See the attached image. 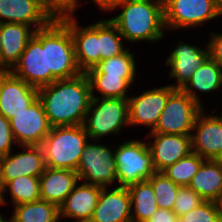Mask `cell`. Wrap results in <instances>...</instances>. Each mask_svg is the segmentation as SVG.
Listing matches in <instances>:
<instances>
[{
	"instance_id": "obj_1",
	"label": "cell",
	"mask_w": 222,
	"mask_h": 222,
	"mask_svg": "<svg viewBox=\"0 0 222 222\" xmlns=\"http://www.w3.org/2000/svg\"><path fill=\"white\" fill-rule=\"evenodd\" d=\"M51 127L82 125L92 99L86 73L69 79H57L38 89Z\"/></svg>"
},
{
	"instance_id": "obj_2",
	"label": "cell",
	"mask_w": 222,
	"mask_h": 222,
	"mask_svg": "<svg viewBox=\"0 0 222 222\" xmlns=\"http://www.w3.org/2000/svg\"><path fill=\"white\" fill-rule=\"evenodd\" d=\"M119 15L109 20L125 41L155 42L164 38L163 0H123L115 9Z\"/></svg>"
},
{
	"instance_id": "obj_3",
	"label": "cell",
	"mask_w": 222,
	"mask_h": 222,
	"mask_svg": "<svg viewBox=\"0 0 222 222\" xmlns=\"http://www.w3.org/2000/svg\"><path fill=\"white\" fill-rule=\"evenodd\" d=\"M89 136L82 125L51 127L40 145L46 167L76 171Z\"/></svg>"
},
{
	"instance_id": "obj_4",
	"label": "cell",
	"mask_w": 222,
	"mask_h": 222,
	"mask_svg": "<svg viewBox=\"0 0 222 222\" xmlns=\"http://www.w3.org/2000/svg\"><path fill=\"white\" fill-rule=\"evenodd\" d=\"M129 125L128 101L122 98H100L92 95L82 126L92 141L116 135Z\"/></svg>"
},
{
	"instance_id": "obj_5",
	"label": "cell",
	"mask_w": 222,
	"mask_h": 222,
	"mask_svg": "<svg viewBox=\"0 0 222 222\" xmlns=\"http://www.w3.org/2000/svg\"><path fill=\"white\" fill-rule=\"evenodd\" d=\"M47 71H51V83L82 73L76 64L72 35L62 19L47 25Z\"/></svg>"
},
{
	"instance_id": "obj_6",
	"label": "cell",
	"mask_w": 222,
	"mask_h": 222,
	"mask_svg": "<svg viewBox=\"0 0 222 222\" xmlns=\"http://www.w3.org/2000/svg\"><path fill=\"white\" fill-rule=\"evenodd\" d=\"M117 183L122 187L148 180L155 172L148 144L128 140L114 149Z\"/></svg>"
},
{
	"instance_id": "obj_7",
	"label": "cell",
	"mask_w": 222,
	"mask_h": 222,
	"mask_svg": "<svg viewBox=\"0 0 222 222\" xmlns=\"http://www.w3.org/2000/svg\"><path fill=\"white\" fill-rule=\"evenodd\" d=\"M10 72L38 89L51 84V71H47V26L35 31Z\"/></svg>"
},
{
	"instance_id": "obj_8",
	"label": "cell",
	"mask_w": 222,
	"mask_h": 222,
	"mask_svg": "<svg viewBox=\"0 0 222 222\" xmlns=\"http://www.w3.org/2000/svg\"><path fill=\"white\" fill-rule=\"evenodd\" d=\"M202 109L182 89H175L150 133L191 135L196 116Z\"/></svg>"
},
{
	"instance_id": "obj_9",
	"label": "cell",
	"mask_w": 222,
	"mask_h": 222,
	"mask_svg": "<svg viewBox=\"0 0 222 222\" xmlns=\"http://www.w3.org/2000/svg\"><path fill=\"white\" fill-rule=\"evenodd\" d=\"M87 142L76 170L79 181L101 187H109L117 181L114 151L106 145ZM109 185V186H107Z\"/></svg>"
},
{
	"instance_id": "obj_10",
	"label": "cell",
	"mask_w": 222,
	"mask_h": 222,
	"mask_svg": "<svg viewBox=\"0 0 222 222\" xmlns=\"http://www.w3.org/2000/svg\"><path fill=\"white\" fill-rule=\"evenodd\" d=\"M165 29L200 27L222 16V10L211 0H163Z\"/></svg>"
},
{
	"instance_id": "obj_11",
	"label": "cell",
	"mask_w": 222,
	"mask_h": 222,
	"mask_svg": "<svg viewBox=\"0 0 222 222\" xmlns=\"http://www.w3.org/2000/svg\"><path fill=\"white\" fill-rule=\"evenodd\" d=\"M196 116L191 134L192 152L204 160H219L222 157V115L204 113Z\"/></svg>"
},
{
	"instance_id": "obj_12",
	"label": "cell",
	"mask_w": 222,
	"mask_h": 222,
	"mask_svg": "<svg viewBox=\"0 0 222 222\" xmlns=\"http://www.w3.org/2000/svg\"><path fill=\"white\" fill-rule=\"evenodd\" d=\"M174 90L171 85H167L128 97L129 125L151 127V132L156 127L168 97Z\"/></svg>"
},
{
	"instance_id": "obj_13",
	"label": "cell",
	"mask_w": 222,
	"mask_h": 222,
	"mask_svg": "<svg viewBox=\"0 0 222 222\" xmlns=\"http://www.w3.org/2000/svg\"><path fill=\"white\" fill-rule=\"evenodd\" d=\"M17 145H41L51 125L42 102L37 99L25 111L9 120Z\"/></svg>"
},
{
	"instance_id": "obj_14",
	"label": "cell",
	"mask_w": 222,
	"mask_h": 222,
	"mask_svg": "<svg viewBox=\"0 0 222 222\" xmlns=\"http://www.w3.org/2000/svg\"><path fill=\"white\" fill-rule=\"evenodd\" d=\"M38 99V88L10 71H0V114L10 120Z\"/></svg>"
},
{
	"instance_id": "obj_15",
	"label": "cell",
	"mask_w": 222,
	"mask_h": 222,
	"mask_svg": "<svg viewBox=\"0 0 222 222\" xmlns=\"http://www.w3.org/2000/svg\"><path fill=\"white\" fill-rule=\"evenodd\" d=\"M23 152L12 155V151L0 157L2 186L20 176L39 177L46 169L42 147L39 145H22Z\"/></svg>"
},
{
	"instance_id": "obj_16",
	"label": "cell",
	"mask_w": 222,
	"mask_h": 222,
	"mask_svg": "<svg viewBox=\"0 0 222 222\" xmlns=\"http://www.w3.org/2000/svg\"><path fill=\"white\" fill-rule=\"evenodd\" d=\"M210 57L208 45L204 50L194 45L180 42L175 46L166 60L170 67L169 75L176 79L177 85L170 84L175 89H182L191 79L193 73L199 69Z\"/></svg>"
},
{
	"instance_id": "obj_17",
	"label": "cell",
	"mask_w": 222,
	"mask_h": 222,
	"mask_svg": "<svg viewBox=\"0 0 222 222\" xmlns=\"http://www.w3.org/2000/svg\"><path fill=\"white\" fill-rule=\"evenodd\" d=\"M76 19L72 16L62 20L68 25L73 38L77 67L82 73H86L100 62L98 21L81 27Z\"/></svg>"
},
{
	"instance_id": "obj_18",
	"label": "cell",
	"mask_w": 222,
	"mask_h": 222,
	"mask_svg": "<svg viewBox=\"0 0 222 222\" xmlns=\"http://www.w3.org/2000/svg\"><path fill=\"white\" fill-rule=\"evenodd\" d=\"M152 143L147 142L156 172H162L168 166L192 152L191 135H173L149 133Z\"/></svg>"
},
{
	"instance_id": "obj_19",
	"label": "cell",
	"mask_w": 222,
	"mask_h": 222,
	"mask_svg": "<svg viewBox=\"0 0 222 222\" xmlns=\"http://www.w3.org/2000/svg\"><path fill=\"white\" fill-rule=\"evenodd\" d=\"M52 20L42 0H0V23L25 24L38 30Z\"/></svg>"
},
{
	"instance_id": "obj_20",
	"label": "cell",
	"mask_w": 222,
	"mask_h": 222,
	"mask_svg": "<svg viewBox=\"0 0 222 222\" xmlns=\"http://www.w3.org/2000/svg\"><path fill=\"white\" fill-rule=\"evenodd\" d=\"M91 222H132L130 193L127 187H102Z\"/></svg>"
},
{
	"instance_id": "obj_21",
	"label": "cell",
	"mask_w": 222,
	"mask_h": 222,
	"mask_svg": "<svg viewBox=\"0 0 222 222\" xmlns=\"http://www.w3.org/2000/svg\"><path fill=\"white\" fill-rule=\"evenodd\" d=\"M79 181L59 206L60 218L74 219L73 221L90 220L96 208L102 187Z\"/></svg>"
},
{
	"instance_id": "obj_22",
	"label": "cell",
	"mask_w": 222,
	"mask_h": 222,
	"mask_svg": "<svg viewBox=\"0 0 222 222\" xmlns=\"http://www.w3.org/2000/svg\"><path fill=\"white\" fill-rule=\"evenodd\" d=\"M35 31L34 28L25 24L0 23L2 71H10L19 61L20 55Z\"/></svg>"
},
{
	"instance_id": "obj_23",
	"label": "cell",
	"mask_w": 222,
	"mask_h": 222,
	"mask_svg": "<svg viewBox=\"0 0 222 222\" xmlns=\"http://www.w3.org/2000/svg\"><path fill=\"white\" fill-rule=\"evenodd\" d=\"M78 181L77 172L74 170L46 167L39 176L40 197L59 207Z\"/></svg>"
},
{
	"instance_id": "obj_24",
	"label": "cell",
	"mask_w": 222,
	"mask_h": 222,
	"mask_svg": "<svg viewBox=\"0 0 222 222\" xmlns=\"http://www.w3.org/2000/svg\"><path fill=\"white\" fill-rule=\"evenodd\" d=\"M222 86V69L209 57L207 61L197 69L191 79L182 90L197 104L203 108V102L197 93H210L218 90Z\"/></svg>"
},
{
	"instance_id": "obj_25",
	"label": "cell",
	"mask_w": 222,
	"mask_h": 222,
	"mask_svg": "<svg viewBox=\"0 0 222 222\" xmlns=\"http://www.w3.org/2000/svg\"><path fill=\"white\" fill-rule=\"evenodd\" d=\"M188 187L205 201H214L222 190V165L220 162L218 160H204Z\"/></svg>"
},
{
	"instance_id": "obj_26",
	"label": "cell",
	"mask_w": 222,
	"mask_h": 222,
	"mask_svg": "<svg viewBox=\"0 0 222 222\" xmlns=\"http://www.w3.org/2000/svg\"><path fill=\"white\" fill-rule=\"evenodd\" d=\"M127 188L130 193L132 222H146L158 210L152 184L145 180L129 185Z\"/></svg>"
},
{
	"instance_id": "obj_27",
	"label": "cell",
	"mask_w": 222,
	"mask_h": 222,
	"mask_svg": "<svg viewBox=\"0 0 222 222\" xmlns=\"http://www.w3.org/2000/svg\"><path fill=\"white\" fill-rule=\"evenodd\" d=\"M13 208L11 222H61L59 207L42 199Z\"/></svg>"
},
{
	"instance_id": "obj_28",
	"label": "cell",
	"mask_w": 222,
	"mask_h": 222,
	"mask_svg": "<svg viewBox=\"0 0 222 222\" xmlns=\"http://www.w3.org/2000/svg\"><path fill=\"white\" fill-rule=\"evenodd\" d=\"M9 191L12 206L29 203L41 199L39 189V177L20 176L8 181L0 194V205L7 204L4 194Z\"/></svg>"
},
{
	"instance_id": "obj_29",
	"label": "cell",
	"mask_w": 222,
	"mask_h": 222,
	"mask_svg": "<svg viewBox=\"0 0 222 222\" xmlns=\"http://www.w3.org/2000/svg\"><path fill=\"white\" fill-rule=\"evenodd\" d=\"M136 62L129 48L122 54L98 62L87 76L136 77Z\"/></svg>"
},
{
	"instance_id": "obj_30",
	"label": "cell",
	"mask_w": 222,
	"mask_h": 222,
	"mask_svg": "<svg viewBox=\"0 0 222 222\" xmlns=\"http://www.w3.org/2000/svg\"><path fill=\"white\" fill-rule=\"evenodd\" d=\"M124 39L117 27L109 20L98 21V40L100 61L112 58L124 53L128 48H124Z\"/></svg>"
},
{
	"instance_id": "obj_31",
	"label": "cell",
	"mask_w": 222,
	"mask_h": 222,
	"mask_svg": "<svg viewBox=\"0 0 222 222\" xmlns=\"http://www.w3.org/2000/svg\"><path fill=\"white\" fill-rule=\"evenodd\" d=\"M90 82L91 95L100 93V98L128 99L127 89L133 84L135 77L87 76Z\"/></svg>"
},
{
	"instance_id": "obj_32",
	"label": "cell",
	"mask_w": 222,
	"mask_h": 222,
	"mask_svg": "<svg viewBox=\"0 0 222 222\" xmlns=\"http://www.w3.org/2000/svg\"><path fill=\"white\" fill-rule=\"evenodd\" d=\"M203 161L204 159L201 156L191 152L188 156L181 158L162 172L180 187L188 186Z\"/></svg>"
},
{
	"instance_id": "obj_33",
	"label": "cell",
	"mask_w": 222,
	"mask_h": 222,
	"mask_svg": "<svg viewBox=\"0 0 222 222\" xmlns=\"http://www.w3.org/2000/svg\"><path fill=\"white\" fill-rule=\"evenodd\" d=\"M148 181L152 184L158 209L173 210L180 186L175 184L163 172H155Z\"/></svg>"
},
{
	"instance_id": "obj_34",
	"label": "cell",
	"mask_w": 222,
	"mask_h": 222,
	"mask_svg": "<svg viewBox=\"0 0 222 222\" xmlns=\"http://www.w3.org/2000/svg\"><path fill=\"white\" fill-rule=\"evenodd\" d=\"M204 201L205 200L194 190L188 186H183L179 188L172 211L180 217L187 212L192 211Z\"/></svg>"
},
{
	"instance_id": "obj_35",
	"label": "cell",
	"mask_w": 222,
	"mask_h": 222,
	"mask_svg": "<svg viewBox=\"0 0 222 222\" xmlns=\"http://www.w3.org/2000/svg\"><path fill=\"white\" fill-rule=\"evenodd\" d=\"M186 222H222L214 201H204L192 211L180 216Z\"/></svg>"
},
{
	"instance_id": "obj_36",
	"label": "cell",
	"mask_w": 222,
	"mask_h": 222,
	"mask_svg": "<svg viewBox=\"0 0 222 222\" xmlns=\"http://www.w3.org/2000/svg\"><path fill=\"white\" fill-rule=\"evenodd\" d=\"M45 11L52 19L72 17L77 11L79 0H42Z\"/></svg>"
},
{
	"instance_id": "obj_37",
	"label": "cell",
	"mask_w": 222,
	"mask_h": 222,
	"mask_svg": "<svg viewBox=\"0 0 222 222\" xmlns=\"http://www.w3.org/2000/svg\"><path fill=\"white\" fill-rule=\"evenodd\" d=\"M16 144L9 120L0 114V157L8 155Z\"/></svg>"
},
{
	"instance_id": "obj_38",
	"label": "cell",
	"mask_w": 222,
	"mask_h": 222,
	"mask_svg": "<svg viewBox=\"0 0 222 222\" xmlns=\"http://www.w3.org/2000/svg\"><path fill=\"white\" fill-rule=\"evenodd\" d=\"M209 43H207L210 57L221 67L222 69V34L211 32Z\"/></svg>"
},
{
	"instance_id": "obj_39",
	"label": "cell",
	"mask_w": 222,
	"mask_h": 222,
	"mask_svg": "<svg viewBox=\"0 0 222 222\" xmlns=\"http://www.w3.org/2000/svg\"><path fill=\"white\" fill-rule=\"evenodd\" d=\"M177 215L169 209H158L146 222H175Z\"/></svg>"
},
{
	"instance_id": "obj_40",
	"label": "cell",
	"mask_w": 222,
	"mask_h": 222,
	"mask_svg": "<svg viewBox=\"0 0 222 222\" xmlns=\"http://www.w3.org/2000/svg\"><path fill=\"white\" fill-rule=\"evenodd\" d=\"M123 0H91L90 2H95L98 5V8L102 11H113L118 4Z\"/></svg>"
},
{
	"instance_id": "obj_41",
	"label": "cell",
	"mask_w": 222,
	"mask_h": 222,
	"mask_svg": "<svg viewBox=\"0 0 222 222\" xmlns=\"http://www.w3.org/2000/svg\"><path fill=\"white\" fill-rule=\"evenodd\" d=\"M215 206L222 216V190L220 191L218 197L214 200Z\"/></svg>"
},
{
	"instance_id": "obj_42",
	"label": "cell",
	"mask_w": 222,
	"mask_h": 222,
	"mask_svg": "<svg viewBox=\"0 0 222 222\" xmlns=\"http://www.w3.org/2000/svg\"><path fill=\"white\" fill-rule=\"evenodd\" d=\"M218 8L222 10V0H211Z\"/></svg>"
},
{
	"instance_id": "obj_43",
	"label": "cell",
	"mask_w": 222,
	"mask_h": 222,
	"mask_svg": "<svg viewBox=\"0 0 222 222\" xmlns=\"http://www.w3.org/2000/svg\"><path fill=\"white\" fill-rule=\"evenodd\" d=\"M0 222H11V218L10 220H7L4 218V216L0 213Z\"/></svg>"
},
{
	"instance_id": "obj_44",
	"label": "cell",
	"mask_w": 222,
	"mask_h": 222,
	"mask_svg": "<svg viewBox=\"0 0 222 222\" xmlns=\"http://www.w3.org/2000/svg\"><path fill=\"white\" fill-rule=\"evenodd\" d=\"M175 222H186V220H183L181 217H177Z\"/></svg>"
},
{
	"instance_id": "obj_45",
	"label": "cell",
	"mask_w": 222,
	"mask_h": 222,
	"mask_svg": "<svg viewBox=\"0 0 222 222\" xmlns=\"http://www.w3.org/2000/svg\"><path fill=\"white\" fill-rule=\"evenodd\" d=\"M2 188H3V186H2V181H1V172H0V194H1Z\"/></svg>"
},
{
	"instance_id": "obj_46",
	"label": "cell",
	"mask_w": 222,
	"mask_h": 222,
	"mask_svg": "<svg viewBox=\"0 0 222 222\" xmlns=\"http://www.w3.org/2000/svg\"><path fill=\"white\" fill-rule=\"evenodd\" d=\"M73 222H91L90 220H81V221H73Z\"/></svg>"
},
{
	"instance_id": "obj_47",
	"label": "cell",
	"mask_w": 222,
	"mask_h": 222,
	"mask_svg": "<svg viewBox=\"0 0 222 222\" xmlns=\"http://www.w3.org/2000/svg\"><path fill=\"white\" fill-rule=\"evenodd\" d=\"M220 162V164L222 165V157L218 160Z\"/></svg>"
}]
</instances>
